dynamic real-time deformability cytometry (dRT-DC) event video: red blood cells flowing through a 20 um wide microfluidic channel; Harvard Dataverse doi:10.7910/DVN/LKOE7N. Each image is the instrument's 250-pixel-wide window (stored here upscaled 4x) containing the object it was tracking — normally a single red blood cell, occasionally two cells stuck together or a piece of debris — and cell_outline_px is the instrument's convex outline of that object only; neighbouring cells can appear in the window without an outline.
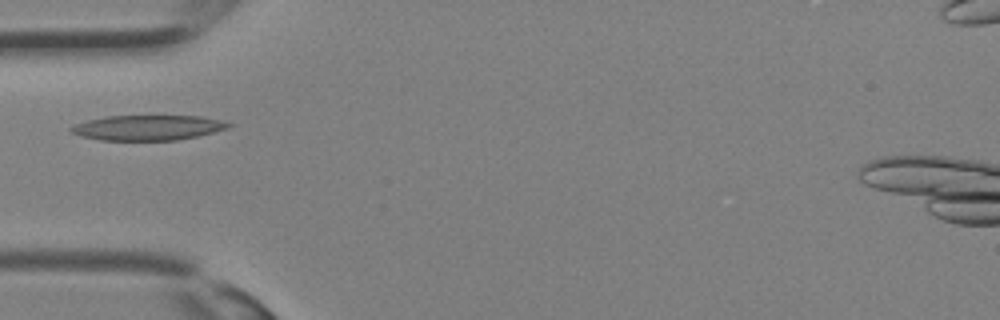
{"species": "Egyptian fruit bat (a non-hibernating species)", "species_latin": "Rousettus aegyptiacus", "temperature_condition": "room temperature", "stored_images_in_passage": 23, "camera_frame_rate_fps": 3000, "um_per_image_px": 0.085, "animal": {"sex": "female"}, "frame": {"image": 1, "passage_image": 1, "time_ms": 0.0, "image_size_px": [1000, 320], "cell_outline_px": [[232, 124], [228, 128], [196, 136], [176, 140], [100, 140], [80, 136], [72, 132], [68, 128], [76, 124], [88, 120], [104, 116], [200, 116], [220, 120]], "centroid_in_image_um": [12.53, 10.85], "position_along_channel_um": 72.5, "area_um2": 22.83}}
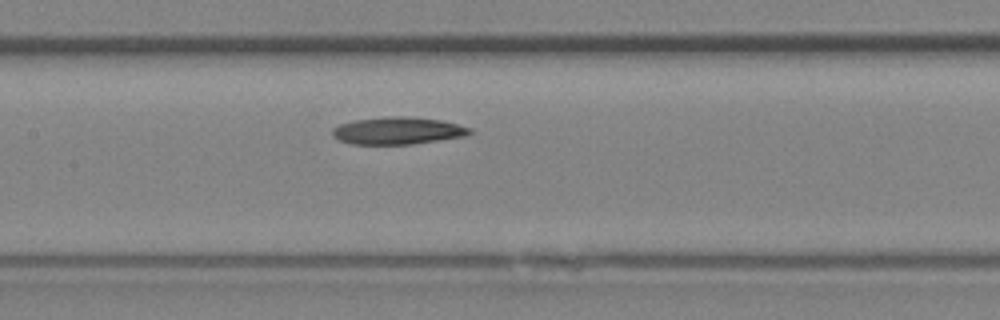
{"frame": {"image": 2, "passage_image": 6, "time_ms": 1.667, "image_size_px": [1000, 320], "cell_outline_px": [[472, 132], [468, 136], [412, 144], [352, 144], [340, 140], [332, 136], [332, 128], [340, 124], [352, 120], [384, 116], [404, 116], [440, 120], [472, 128]], "centroid_in_image_um": [33.8, 11.11], "position_along_channel_um": 173.6, "area_um2": 21.96}}
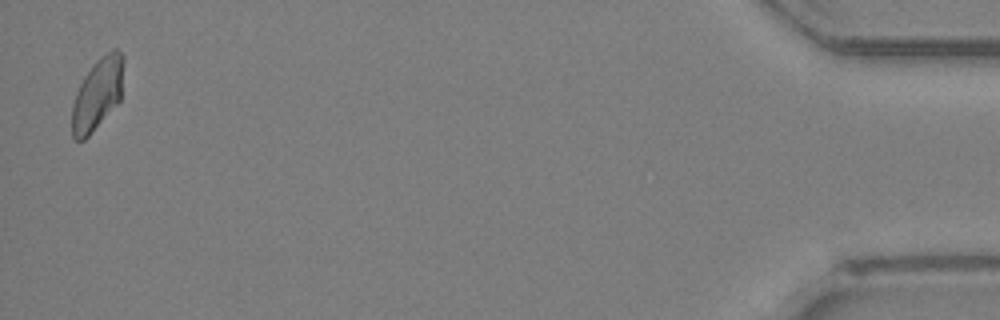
{"frame": {"image": 3, "passage_image": 23, "time_ms": 7.333, "image_size_px": [1000, 320], "cell_outline_px": [[124, 60], [120, 100], [88, 136], [84, 140], [76, 140], [72, 136], [72, 104], [76, 92], [84, 76], [92, 64], [100, 56], [112, 48], [116, 48], [124, 56]], "centroid_in_image_um": [8.28, 7.94], "position_along_channel_um": 426.9, "area_um2": 21.56}}